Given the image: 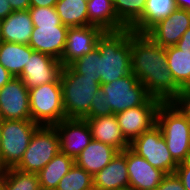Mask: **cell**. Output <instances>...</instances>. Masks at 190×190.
<instances>
[{"label":"cell","instance_id":"5","mask_svg":"<svg viewBox=\"0 0 190 190\" xmlns=\"http://www.w3.org/2000/svg\"><path fill=\"white\" fill-rule=\"evenodd\" d=\"M40 125L32 120H3L1 127L0 169L14 168L22 159Z\"/></svg>","mask_w":190,"mask_h":190},{"label":"cell","instance_id":"36","mask_svg":"<svg viewBox=\"0 0 190 190\" xmlns=\"http://www.w3.org/2000/svg\"><path fill=\"white\" fill-rule=\"evenodd\" d=\"M175 173L181 179L186 190H190V160L179 163Z\"/></svg>","mask_w":190,"mask_h":190},{"label":"cell","instance_id":"19","mask_svg":"<svg viewBox=\"0 0 190 190\" xmlns=\"http://www.w3.org/2000/svg\"><path fill=\"white\" fill-rule=\"evenodd\" d=\"M85 120L90 126L92 139L110 145L119 152L130 147V142L124 137L115 114Z\"/></svg>","mask_w":190,"mask_h":190},{"label":"cell","instance_id":"44","mask_svg":"<svg viewBox=\"0 0 190 190\" xmlns=\"http://www.w3.org/2000/svg\"><path fill=\"white\" fill-rule=\"evenodd\" d=\"M86 190H100L98 187H95L94 185Z\"/></svg>","mask_w":190,"mask_h":190},{"label":"cell","instance_id":"21","mask_svg":"<svg viewBox=\"0 0 190 190\" xmlns=\"http://www.w3.org/2000/svg\"><path fill=\"white\" fill-rule=\"evenodd\" d=\"M114 147L92 139L75 159V163L92 176L103 169L118 153Z\"/></svg>","mask_w":190,"mask_h":190},{"label":"cell","instance_id":"7","mask_svg":"<svg viewBox=\"0 0 190 190\" xmlns=\"http://www.w3.org/2000/svg\"><path fill=\"white\" fill-rule=\"evenodd\" d=\"M60 152L59 136L54 126H39L31 137L20 162L14 167L25 173H39Z\"/></svg>","mask_w":190,"mask_h":190},{"label":"cell","instance_id":"30","mask_svg":"<svg viewBox=\"0 0 190 190\" xmlns=\"http://www.w3.org/2000/svg\"><path fill=\"white\" fill-rule=\"evenodd\" d=\"M94 185L93 176L76 163L59 181L56 190H86Z\"/></svg>","mask_w":190,"mask_h":190},{"label":"cell","instance_id":"43","mask_svg":"<svg viewBox=\"0 0 190 190\" xmlns=\"http://www.w3.org/2000/svg\"><path fill=\"white\" fill-rule=\"evenodd\" d=\"M5 188V172L0 169V190H4Z\"/></svg>","mask_w":190,"mask_h":190},{"label":"cell","instance_id":"9","mask_svg":"<svg viewBox=\"0 0 190 190\" xmlns=\"http://www.w3.org/2000/svg\"><path fill=\"white\" fill-rule=\"evenodd\" d=\"M101 87L113 114L144 105L151 98L145 86L133 73L111 83L101 84Z\"/></svg>","mask_w":190,"mask_h":190},{"label":"cell","instance_id":"45","mask_svg":"<svg viewBox=\"0 0 190 190\" xmlns=\"http://www.w3.org/2000/svg\"><path fill=\"white\" fill-rule=\"evenodd\" d=\"M1 127H2V123H0V149H1Z\"/></svg>","mask_w":190,"mask_h":190},{"label":"cell","instance_id":"16","mask_svg":"<svg viewBox=\"0 0 190 190\" xmlns=\"http://www.w3.org/2000/svg\"><path fill=\"white\" fill-rule=\"evenodd\" d=\"M126 162L129 176V190H155L166 175L153 167L145 158L130 147L126 148Z\"/></svg>","mask_w":190,"mask_h":190},{"label":"cell","instance_id":"28","mask_svg":"<svg viewBox=\"0 0 190 190\" xmlns=\"http://www.w3.org/2000/svg\"><path fill=\"white\" fill-rule=\"evenodd\" d=\"M4 172V190H41L36 173H25L15 168L4 169Z\"/></svg>","mask_w":190,"mask_h":190},{"label":"cell","instance_id":"2","mask_svg":"<svg viewBox=\"0 0 190 190\" xmlns=\"http://www.w3.org/2000/svg\"><path fill=\"white\" fill-rule=\"evenodd\" d=\"M131 28L116 32H104L96 47L100 51V84L111 83L132 73L130 35Z\"/></svg>","mask_w":190,"mask_h":190},{"label":"cell","instance_id":"42","mask_svg":"<svg viewBox=\"0 0 190 190\" xmlns=\"http://www.w3.org/2000/svg\"><path fill=\"white\" fill-rule=\"evenodd\" d=\"M177 9L190 11V0H174Z\"/></svg>","mask_w":190,"mask_h":190},{"label":"cell","instance_id":"27","mask_svg":"<svg viewBox=\"0 0 190 190\" xmlns=\"http://www.w3.org/2000/svg\"><path fill=\"white\" fill-rule=\"evenodd\" d=\"M168 69L174 82L180 87L190 86V53L182 51L176 46L165 48Z\"/></svg>","mask_w":190,"mask_h":190},{"label":"cell","instance_id":"13","mask_svg":"<svg viewBox=\"0 0 190 190\" xmlns=\"http://www.w3.org/2000/svg\"><path fill=\"white\" fill-rule=\"evenodd\" d=\"M53 126L59 136L60 151L74 160L92 140L91 129L85 119L65 118Z\"/></svg>","mask_w":190,"mask_h":190},{"label":"cell","instance_id":"22","mask_svg":"<svg viewBox=\"0 0 190 190\" xmlns=\"http://www.w3.org/2000/svg\"><path fill=\"white\" fill-rule=\"evenodd\" d=\"M89 25L97 26L104 32L127 29L118 19L113 0H87Z\"/></svg>","mask_w":190,"mask_h":190},{"label":"cell","instance_id":"47","mask_svg":"<svg viewBox=\"0 0 190 190\" xmlns=\"http://www.w3.org/2000/svg\"><path fill=\"white\" fill-rule=\"evenodd\" d=\"M0 123H3V119L1 118V116H0Z\"/></svg>","mask_w":190,"mask_h":190},{"label":"cell","instance_id":"6","mask_svg":"<svg viewBox=\"0 0 190 190\" xmlns=\"http://www.w3.org/2000/svg\"><path fill=\"white\" fill-rule=\"evenodd\" d=\"M29 103L31 120L40 126H53L65 119L60 82L30 88Z\"/></svg>","mask_w":190,"mask_h":190},{"label":"cell","instance_id":"29","mask_svg":"<svg viewBox=\"0 0 190 190\" xmlns=\"http://www.w3.org/2000/svg\"><path fill=\"white\" fill-rule=\"evenodd\" d=\"M118 19L130 28L142 15L146 0H113Z\"/></svg>","mask_w":190,"mask_h":190},{"label":"cell","instance_id":"35","mask_svg":"<svg viewBox=\"0 0 190 190\" xmlns=\"http://www.w3.org/2000/svg\"><path fill=\"white\" fill-rule=\"evenodd\" d=\"M155 190H186L176 173L166 174Z\"/></svg>","mask_w":190,"mask_h":190},{"label":"cell","instance_id":"23","mask_svg":"<svg viewBox=\"0 0 190 190\" xmlns=\"http://www.w3.org/2000/svg\"><path fill=\"white\" fill-rule=\"evenodd\" d=\"M75 160L61 151L58 152L39 172L41 190H56L59 181L69 172Z\"/></svg>","mask_w":190,"mask_h":190},{"label":"cell","instance_id":"39","mask_svg":"<svg viewBox=\"0 0 190 190\" xmlns=\"http://www.w3.org/2000/svg\"><path fill=\"white\" fill-rule=\"evenodd\" d=\"M12 12L10 2L8 0H0V19H5Z\"/></svg>","mask_w":190,"mask_h":190},{"label":"cell","instance_id":"38","mask_svg":"<svg viewBox=\"0 0 190 190\" xmlns=\"http://www.w3.org/2000/svg\"><path fill=\"white\" fill-rule=\"evenodd\" d=\"M13 11L28 10L30 8V0H8Z\"/></svg>","mask_w":190,"mask_h":190},{"label":"cell","instance_id":"1","mask_svg":"<svg viewBox=\"0 0 190 190\" xmlns=\"http://www.w3.org/2000/svg\"><path fill=\"white\" fill-rule=\"evenodd\" d=\"M130 52L131 71L149 95L162 103L171 102L181 88L168 69L165 48L146 33L133 32L130 35Z\"/></svg>","mask_w":190,"mask_h":190},{"label":"cell","instance_id":"37","mask_svg":"<svg viewBox=\"0 0 190 190\" xmlns=\"http://www.w3.org/2000/svg\"><path fill=\"white\" fill-rule=\"evenodd\" d=\"M175 46L181 49L182 51H187L188 53H190V27L183 34V36Z\"/></svg>","mask_w":190,"mask_h":190},{"label":"cell","instance_id":"34","mask_svg":"<svg viewBox=\"0 0 190 190\" xmlns=\"http://www.w3.org/2000/svg\"><path fill=\"white\" fill-rule=\"evenodd\" d=\"M170 103L190 120V86L181 88Z\"/></svg>","mask_w":190,"mask_h":190},{"label":"cell","instance_id":"17","mask_svg":"<svg viewBox=\"0 0 190 190\" xmlns=\"http://www.w3.org/2000/svg\"><path fill=\"white\" fill-rule=\"evenodd\" d=\"M69 27L64 25L34 26L29 46L60 60L66 45Z\"/></svg>","mask_w":190,"mask_h":190},{"label":"cell","instance_id":"31","mask_svg":"<svg viewBox=\"0 0 190 190\" xmlns=\"http://www.w3.org/2000/svg\"><path fill=\"white\" fill-rule=\"evenodd\" d=\"M70 66L78 73L100 84V51L95 47L88 54L76 59Z\"/></svg>","mask_w":190,"mask_h":190},{"label":"cell","instance_id":"41","mask_svg":"<svg viewBox=\"0 0 190 190\" xmlns=\"http://www.w3.org/2000/svg\"><path fill=\"white\" fill-rule=\"evenodd\" d=\"M58 0H30V7H55Z\"/></svg>","mask_w":190,"mask_h":190},{"label":"cell","instance_id":"46","mask_svg":"<svg viewBox=\"0 0 190 190\" xmlns=\"http://www.w3.org/2000/svg\"><path fill=\"white\" fill-rule=\"evenodd\" d=\"M1 23H2V20L0 19V34H1Z\"/></svg>","mask_w":190,"mask_h":190},{"label":"cell","instance_id":"11","mask_svg":"<svg viewBox=\"0 0 190 190\" xmlns=\"http://www.w3.org/2000/svg\"><path fill=\"white\" fill-rule=\"evenodd\" d=\"M62 68L60 60L51 55L33 51L18 78L30 89L42 84L60 82Z\"/></svg>","mask_w":190,"mask_h":190},{"label":"cell","instance_id":"12","mask_svg":"<svg viewBox=\"0 0 190 190\" xmlns=\"http://www.w3.org/2000/svg\"><path fill=\"white\" fill-rule=\"evenodd\" d=\"M0 116L3 120H31L29 89L18 77L0 88Z\"/></svg>","mask_w":190,"mask_h":190},{"label":"cell","instance_id":"4","mask_svg":"<svg viewBox=\"0 0 190 190\" xmlns=\"http://www.w3.org/2000/svg\"><path fill=\"white\" fill-rule=\"evenodd\" d=\"M167 148L179 164L190 160V120L170 102L161 103L156 115Z\"/></svg>","mask_w":190,"mask_h":190},{"label":"cell","instance_id":"18","mask_svg":"<svg viewBox=\"0 0 190 190\" xmlns=\"http://www.w3.org/2000/svg\"><path fill=\"white\" fill-rule=\"evenodd\" d=\"M94 186L100 190H129V176L126 162V149L116 156L96 175Z\"/></svg>","mask_w":190,"mask_h":190},{"label":"cell","instance_id":"3","mask_svg":"<svg viewBox=\"0 0 190 190\" xmlns=\"http://www.w3.org/2000/svg\"><path fill=\"white\" fill-rule=\"evenodd\" d=\"M65 118L85 119L92 99L101 84L94 78L78 74L70 65L64 66L60 74Z\"/></svg>","mask_w":190,"mask_h":190},{"label":"cell","instance_id":"14","mask_svg":"<svg viewBox=\"0 0 190 190\" xmlns=\"http://www.w3.org/2000/svg\"><path fill=\"white\" fill-rule=\"evenodd\" d=\"M190 27V11L174 9L167 17L154 23L145 33L166 48L175 46Z\"/></svg>","mask_w":190,"mask_h":190},{"label":"cell","instance_id":"8","mask_svg":"<svg viewBox=\"0 0 190 190\" xmlns=\"http://www.w3.org/2000/svg\"><path fill=\"white\" fill-rule=\"evenodd\" d=\"M130 148L165 174L175 173L179 165L169 152L162 131L157 125L136 137L130 143Z\"/></svg>","mask_w":190,"mask_h":190},{"label":"cell","instance_id":"20","mask_svg":"<svg viewBox=\"0 0 190 190\" xmlns=\"http://www.w3.org/2000/svg\"><path fill=\"white\" fill-rule=\"evenodd\" d=\"M33 27L28 10L13 11L2 19L0 41L28 45Z\"/></svg>","mask_w":190,"mask_h":190},{"label":"cell","instance_id":"25","mask_svg":"<svg viewBox=\"0 0 190 190\" xmlns=\"http://www.w3.org/2000/svg\"><path fill=\"white\" fill-rule=\"evenodd\" d=\"M176 9L174 0H146L143 15L130 27L134 32L145 33L154 23Z\"/></svg>","mask_w":190,"mask_h":190},{"label":"cell","instance_id":"40","mask_svg":"<svg viewBox=\"0 0 190 190\" xmlns=\"http://www.w3.org/2000/svg\"><path fill=\"white\" fill-rule=\"evenodd\" d=\"M14 76L0 64V88L7 84Z\"/></svg>","mask_w":190,"mask_h":190},{"label":"cell","instance_id":"33","mask_svg":"<svg viewBox=\"0 0 190 190\" xmlns=\"http://www.w3.org/2000/svg\"><path fill=\"white\" fill-rule=\"evenodd\" d=\"M112 108L107 104L106 94L100 86L91 102L90 112L86 118L112 115Z\"/></svg>","mask_w":190,"mask_h":190},{"label":"cell","instance_id":"26","mask_svg":"<svg viewBox=\"0 0 190 190\" xmlns=\"http://www.w3.org/2000/svg\"><path fill=\"white\" fill-rule=\"evenodd\" d=\"M55 9L64 26H89L87 0H58Z\"/></svg>","mask_w":190,"mask_h":190},{"label":"cell","instance_id":"32","mask_svg":"<svg viewBox=\"0 0 190 190\" xmlns=\"http://www.w3.org/2000/svg\"><path fill=\"white\" fill-rule=\"evenodd\" d=\"M33 26L63 25L55 7H30Z\"/></svg>","mask_w":190,"mask_h":190},{"label":"cell","instance_id":"24","mask_svg":"<svg viewBox=\"0 0 190 190\" xmlns=\"http://www.w3.org/2000/svg\"><path fill=\"white\" fill-rule=\"evenodd\" d=\"M34 50L29 45L0 41V64L18 77Z\"/></svg>","mask_w":190,"mask_h":190},{"label":"cell","instance_id":"10","mask_svg":"<svg viewBox=\"0 0 190 190\" xmlns=\"http://www.w3.org/2000/svg\"><path fill=\"white\" fill-rule=\"evenodd\" d=\"M161 103L160 100L151 97L144 105L115 114L124 137L130 143L156 125L157 110Z\"/></svg>","mask_w":190,"mask_h":190},{"label":"cell","instance_id":"15","mask_svg":"<svg viewBox=\"0 0 190 190\" xmlns=\"http://www.w3.org/2000/svg\"><path fill=\"white\" fill-rule=\"evenodd\" d=\"M104 31L93 25L70 27L67 32L66 45L60 59L62 66H69L76 59L91 52Z\"/></svg>","mask_w":190,"mask_h":190}]
</instances>
